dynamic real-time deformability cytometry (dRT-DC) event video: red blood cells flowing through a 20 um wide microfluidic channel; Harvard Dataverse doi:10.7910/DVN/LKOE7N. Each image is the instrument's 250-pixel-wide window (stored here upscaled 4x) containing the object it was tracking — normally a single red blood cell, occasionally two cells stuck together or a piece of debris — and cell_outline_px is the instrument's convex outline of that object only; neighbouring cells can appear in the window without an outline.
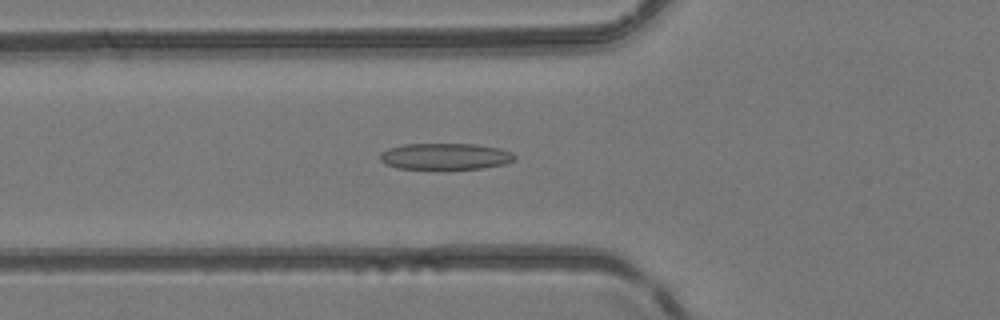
{"species": "common noctule bat (a hibernating species)", "species_latin": "Nyctalus noctula", "temperature_condition": "room temperature", "stored_images_in_passage": 30, "camera_frame_rate_fps": 3000, "um_per_image_px": 0.085, "animal": {"sex": "female", "body_mass_g": 24.6, "forearm_length_mm": 56.2}, "frame": {"image": 1, "passage_image": 18, "time_ms": 5.667, "image_size_px": [1000, 320], "cell_outline_px": [[516, 160], [504, 164], [484, 168], [396, 168], [384, 164], [380, 160], [380, 152], [388, 148], [404, 144], [476, 144], [496, 148], [512, 152], [516, 156]], "centroid_in_image_um": [37.83, 13.28], "position_along_channel_um": 88.0, "area_um2": 20.58}}
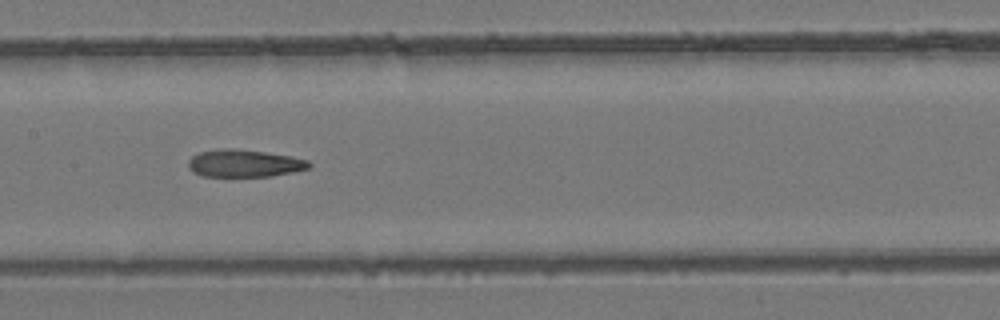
{"frame": {"image": 2, "passage_image": 25, "time_ms": 8.0, "image_size_px": [1000, 320], "cell_outline_px": [[312, 164], [308, 168], [292, 172], [272, 176], [200, 176], [192, 172], [188, 168], [188, 160], [192, 156], [200, 152], [224, 148], [232, 148], [264, 152], [292, 156], [308, 160]], "centroid_in_image_um": [20.74, 13.88], "position_along_channel_um": 186.7, "area_um2": 19.31}}
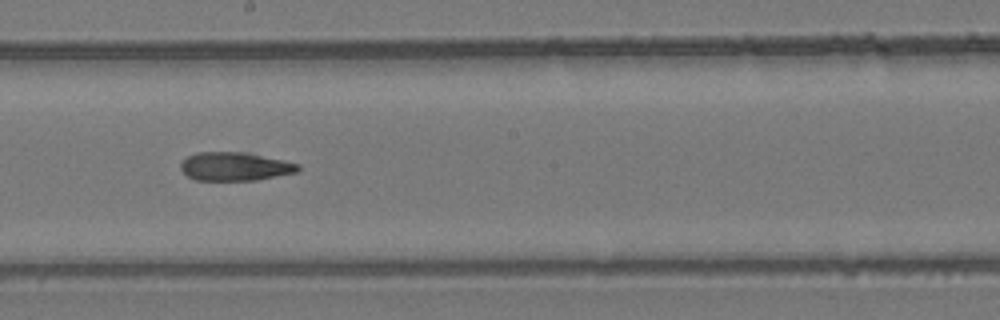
{"frame": {"image": 3, "passage_image": 28, "time_ms": 9.0, "image_size_px": [1000, 320], "cell_outline_px": [[300, 168], [296, 172], [256, 180], [196, 180], [188, 176], [180, 168], [180, 164], [188, 156], [196, 152], [248, 152], [300, 164]], "centroid_in_image_um": [19.97, 14.14], "position_along_channel_um": 228.2, "area_um2": 19.42}}